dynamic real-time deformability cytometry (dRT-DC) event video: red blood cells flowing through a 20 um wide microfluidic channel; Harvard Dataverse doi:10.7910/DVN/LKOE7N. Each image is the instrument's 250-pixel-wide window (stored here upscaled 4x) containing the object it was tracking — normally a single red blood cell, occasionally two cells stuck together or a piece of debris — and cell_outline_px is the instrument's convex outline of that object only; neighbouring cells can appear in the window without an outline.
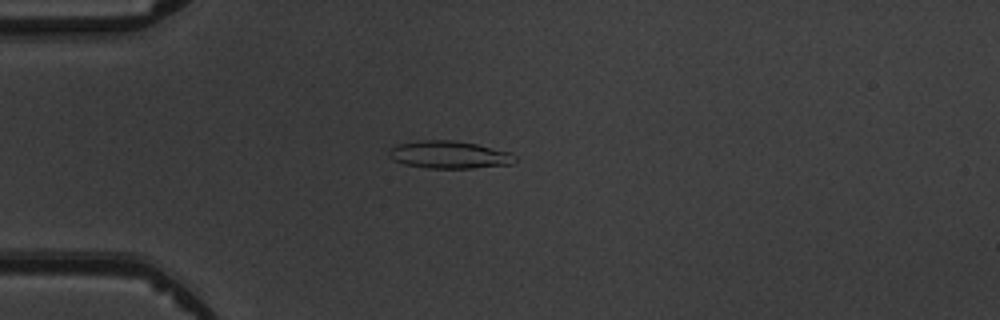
{"species": "common noctule bat (a hibernating species)", "species_latin": "Nyctalus noctula", "temperature_condition": "warm", "stored_images_in_passage": 6, "camera_frame_rate_fps": 3000, "um_per_image_px": 0.085, "animal": {"sex": "male", "body_mass_g": 19.5, "forearm_length_mm": 54.6}, "frame": {"image": 1, "passage_image": 6, "time_ms": 6.667, "image_size_px": [1000, 320], "cell_outline_px": [[516, 160], [512, 164], [472, 168], [428, 168], [404, 164], [392, 160], [388, 156], [388, 152], [396, 144], [416, 140], [456, 140], [476, 144], [512, 152], [516, 156]], "centroid_in_image_um": [38.18, 13.14], "position_along_channel_um": 46.8, "area_um2": 20.46}}